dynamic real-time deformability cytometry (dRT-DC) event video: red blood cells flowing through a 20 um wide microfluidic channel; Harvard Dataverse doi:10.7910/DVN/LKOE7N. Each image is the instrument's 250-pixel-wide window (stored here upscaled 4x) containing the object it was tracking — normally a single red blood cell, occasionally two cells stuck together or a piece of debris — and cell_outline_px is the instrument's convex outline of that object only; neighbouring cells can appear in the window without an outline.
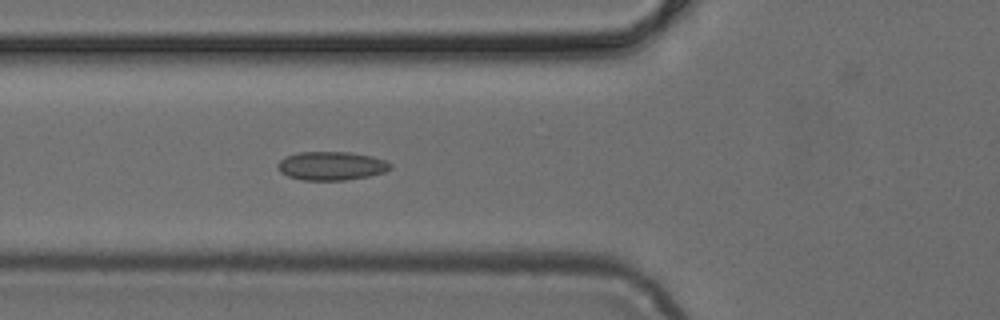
{"species": "common noctule bat (a hibernating species)", "species_latin": "Nyctalus noctula", "temperature_condition": "cold", "stored_images_in_passage": 4, "camera_frame_rate_fps": 3000, "um_per_image_px": 0.085, "animal": {"sex": "female", "body_mass_g": 24.6, "forearm_length_mm": 56.2}, "frame": {"image": 1, "passage_image": 4, "time_ms": 1.0, "image_size_px": [1000, 320], "cell_outline_px": [[392, 168], [384, 172], [368, 176], [344, 180], [300, 180], [288, 176], [280, 172], [276, 168], [276, 164], [284, 156], [300, 152], [348, 152], [372, 156], [384, 160], [392, 164]], "centroid_in_image_um": [28.13, 14.1], "position_along_channel_um": 97.7, "area_um2": 18.9}}